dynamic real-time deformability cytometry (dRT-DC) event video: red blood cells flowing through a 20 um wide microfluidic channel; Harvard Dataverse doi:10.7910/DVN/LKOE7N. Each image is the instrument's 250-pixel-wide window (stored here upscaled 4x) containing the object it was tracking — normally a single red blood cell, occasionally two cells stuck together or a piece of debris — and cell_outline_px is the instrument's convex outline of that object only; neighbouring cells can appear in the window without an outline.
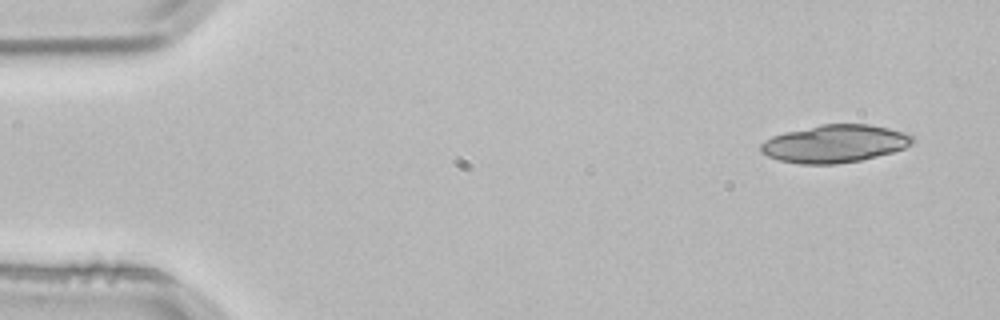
{"species": "common noctule bat (a hibernating species)", "species_latin": "Nyctalus noctula", "temperature_condition": "room temperature", "stored_images_in_passage": 3, "camera_frame_rate_fps": 3000, "um_per_image_px": 0.085, "animal": {"sex": "male", "body_mass_g": 21.5, "forearm_length_mm": 52.0}, "frame": {"image": 1, "passage_image": 1, "time_ms": 0.0, "image_size_px": [1000, 320], "cell_outline_px": [[912, 144], [904, 148], [892, 152], [860, 160], [836, 164], [800, 164], [780, 160], [768, 156], [760, 152], [760, 144], [764, 140], [772, 136], [784, 132], [820, 124], [868, 124], [888, 128], [904, 132], [912, 136]], "centroid_in_image_um": [70.91, 12.21], "position_along_channel_um": 14.1, "area_um2": 33.29}}